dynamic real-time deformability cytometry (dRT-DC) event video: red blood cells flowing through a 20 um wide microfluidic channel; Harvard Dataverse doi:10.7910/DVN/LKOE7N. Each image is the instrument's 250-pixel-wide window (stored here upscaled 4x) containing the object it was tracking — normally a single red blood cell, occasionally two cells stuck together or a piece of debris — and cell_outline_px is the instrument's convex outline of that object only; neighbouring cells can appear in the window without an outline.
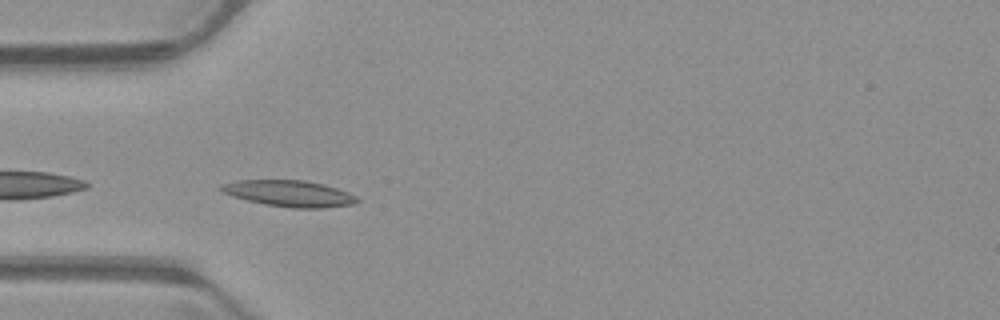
{"species": "common noctule bat (a hibernating species)", "species_latin": "Nyctalus noctula", "temperature_condition": "warm", "stored_images_in_passage": 37, "camera_frame_rate_fps": 3000, "um_per_image_px": 0.085, "animal": {"sex": "male", "body_mass_g": 23.1, "forearm_length_mm": 52.7}, "frame": {"image": 1, "passage_image": 1, "time_ms": 0.0, "image_size_px": [1000, 320], "cell_outline_px": [[360, 200], [356, 204], [320, 208], [292, 208], [264, 204], [232, 196], [220, 192], [216, 188], [220, 184], [240, 180], [304, 180], [324, 184], [348, 192], [356, 196]], "centroid_in_image_um": [24.56, 16.44], "position_along_channel_um": 60.4, "area_um2": 20.98}}
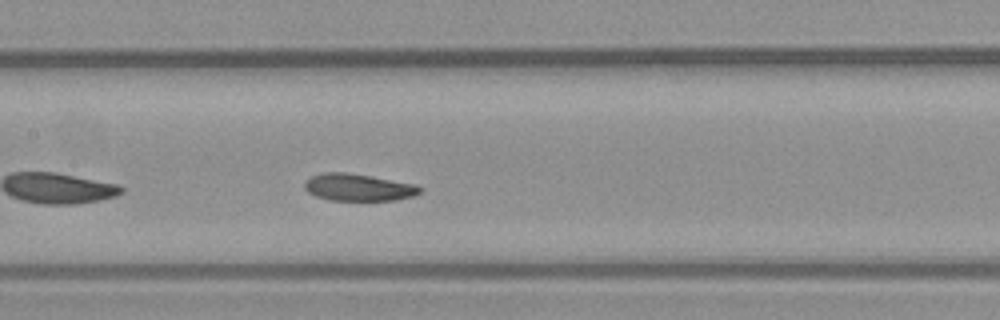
{"frame": {"image": 2, "passage_image": 10, "time_ms": 3.0, "image_size_px": [1000, 320], "cell_outline_px": [[424, 188], [420, 192], [412, 196], [396, 200], [332, 200], [316, 196], [308, 192], [304, 188], [304, 180], [312, 176], [324, 172], [344, 172], [372, 176], [416, 184]], "centroid_in_image_um": [30.46, 15.92], "position_along_channel_um": 176.9, "area_um2": 18.26}}
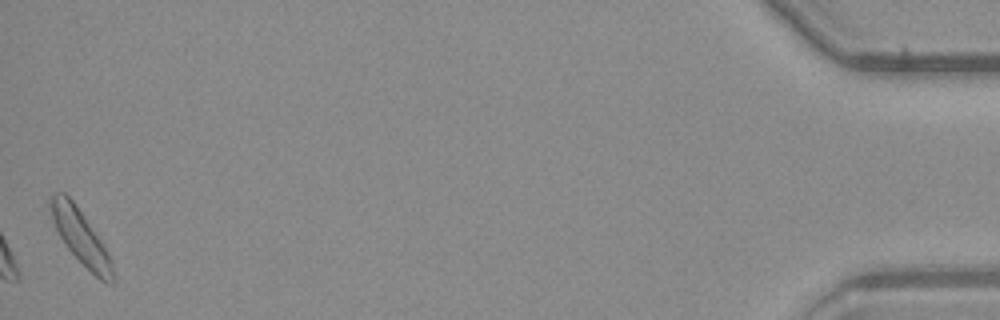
{"frame": {"image": 3, "passage_image": 37, "time_ms": 12.0, "image_size_px": [1000, 320], "cell_outline_px": [[116, 280], [112, 284], [108, 284], [100, 280], [68, 248], [60, 236], [52, 220], [48, 204], [48, 196], [52, 192], [64, 192], [72, 200], [84, 216], [104, 244], [112, 260], [116, 276]], "centroid_in_image_um": [6.87, 20.13], "position_along_channel_um": 428.3, "area_um2": 19.83}, "authors_computed_cell_mechanics": {"area_um2": 18.785, "velocity_mm_per_s": 3.9139, "shape_relaxation_time_tau1_ms": 2.0083, "shape_relaxation_time_tau2_ms": 6.534, "deformation_change_tau1": 0.0865, "deformation_change_tau2": 0.1367}}